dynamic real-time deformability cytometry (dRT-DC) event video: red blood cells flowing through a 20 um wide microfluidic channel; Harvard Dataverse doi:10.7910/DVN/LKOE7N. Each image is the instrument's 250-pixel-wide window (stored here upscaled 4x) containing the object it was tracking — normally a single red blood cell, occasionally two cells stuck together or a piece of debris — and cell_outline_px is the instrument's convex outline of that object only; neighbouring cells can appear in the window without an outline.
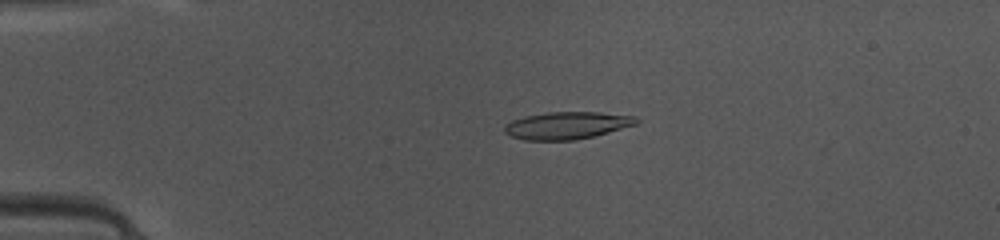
{"species": "common noctule bat (a hibernating species)", "species_latin": "Nyctalus noctula", "temperature_condition": "warm", "stored_images_in_passage": 40, "camera_frame_rate_fps": 3000, "um_per_image_px": 0.085, "animal": {"sex": "female", "body_mass_g": 10.0, "forearm_length_mm": 53.1}, "frame": {"image": 1, "passage_image": 3, "time_ms": 0.667, "image_size_px": [1000, 240], "cell_outline_px": [[640, 120], [636, 124], [596, 136], [576, 140], [524, 140], [512, 136], [504, 132], [504, 124], [512, 120], [524, 116], [548, 112], [600, 112], [636, 116]], "centroid_in_image_um": [48.2, 10.66], "position_along_channel_um": 36.8, "area_um2": 21.15}}
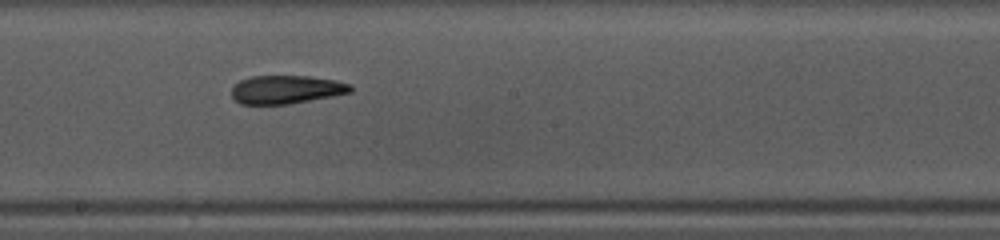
{"frame": {"image": 2, "passage_image": 19, "time_ms": 6.0, "image_size_px": [1000, 240], "cell_outline_px": [[352, 92], [332, 96], [288, 104], [240, 104], [232, 96], [232, 88], [240, 80], [252, 76], [308, 76], [336, 80], [352, 84]], "centroid_in_image_um": [24.35, 7.6], "position_along_channel_um": 223.9, "area_um2": 19.59}}
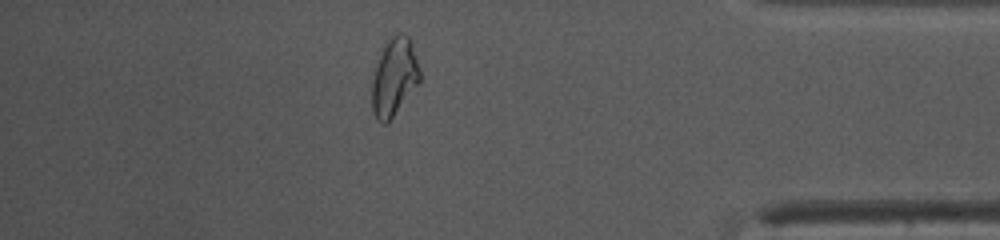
{"frame": {"image": 3, "passage_image": 34, "time_ms": 11.0, "image_size_px": [1000, 240], "cell_outline_px": [[420, 80], [392, 116], [384, 124], [380, 124], [376, 120], [372, 112], [372, 80], [376, 64], [384, 44], [396, 32], [404, 32], [408, 36], [412, 44], [420, 68]], "centroid_in_image_um": [33.49, 6.5], "position_along_channel_um": 401.7, "area_um2": 21.5}, "authors_computed_cell_mechanics": {"area_um2": 20.2589, "velocity_mm_per_s": 4.1481, "shape_relaxation_time_tau1_ms": 9.9063, "shape_relaxation_time_tau2_ms": 1.5784, "deformation_change_tau1": 0.2661, "deformation_change_tau2": 0.1022}}